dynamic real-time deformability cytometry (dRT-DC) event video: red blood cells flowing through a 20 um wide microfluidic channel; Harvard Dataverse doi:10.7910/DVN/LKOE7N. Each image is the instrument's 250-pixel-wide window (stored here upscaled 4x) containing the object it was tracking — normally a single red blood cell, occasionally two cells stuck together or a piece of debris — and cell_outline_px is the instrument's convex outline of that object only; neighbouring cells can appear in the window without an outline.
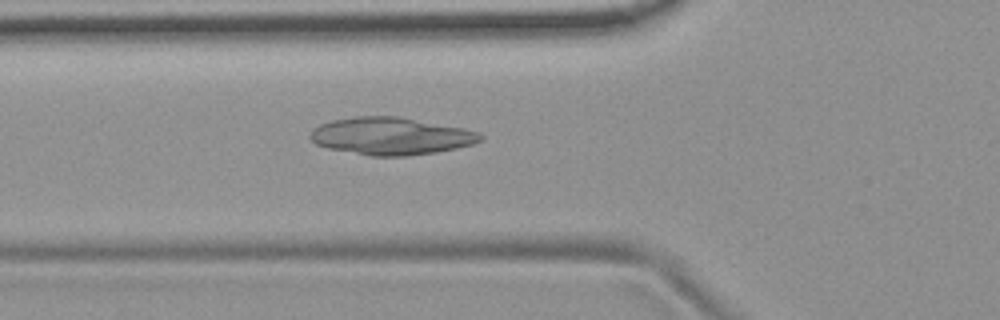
{"species": "common noctule bat (a hibernating species)", "species_latin": "Nyctalus noctula", "temperature_condition": "room temperature", "stored_images_in_passage": 54, "camera_frame_rate_fps": 3000, "um_per_image_px": 0.085, "animal": {"sex": "female", "body_mass_g": 19.9}, "frame": {"image": 1, "passage_image": 19, "time_ms": 6.0, "image_size_px": [1000, 320], "cell_outline_px": [[484, 140], [472, 144], [456, 148], [436, 152], [408, 156], [372, 156], [328, 148], [316, 144], [308, 136], [312, 128], [320, 124], [332, 120], [356, 116], [396, 116], [464, 128], [480, 132], [484, 136]], "centroid_in_image_um": [33.24, 11.56], "position_along_channel_um": 92.6, "area_um2": 37.17}}
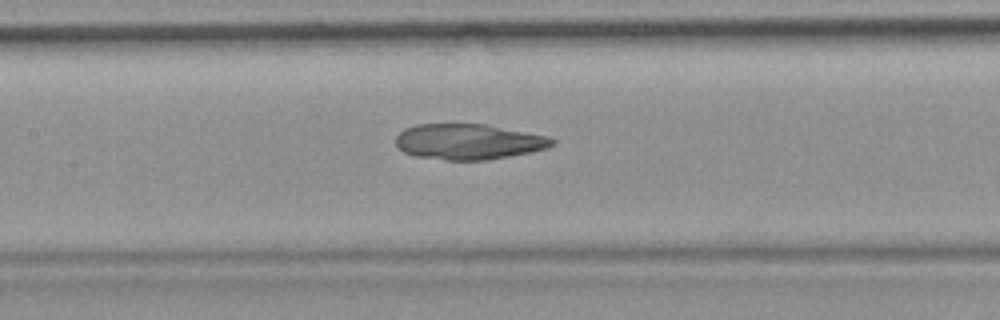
{"frame": {"image": 2, "passage_image": 25, "time_ms": 8.0, "image_size_px": [1000, 320], "cell_outline_px": [[556, 144], [548, 148], [488, 160], [444, 160], [416, 156], [404, 152], [396, 144], [396, 136], [404, 128], [416, 124], [484, 124], [544, 136], [556, 140]], "centroid_in_image_um": [39.78, 12.05], "position_along_channel_um": 167.6, "area_um2": 32.14}}
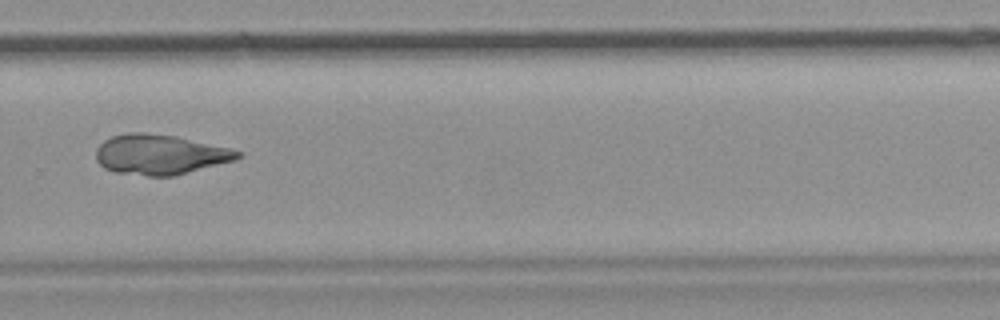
{"frame": {"image": 3, "passage_image": 37, "time_ms": 12.0, "image_size_px": [1000, 320], "cell_outline_px": [[244, 152], [236, 160], [172, 176], [148, 176], [116, 172], [104, 168], [96, 160], [96, 148], [104, 140], [112, 136], [128, 132], [144, 132], [176, 136], [228, 148]], "centroid_in_image_um": [13.58, 13.13], "position_along_channel_um": 316.2, "area_um2": 32.95}}